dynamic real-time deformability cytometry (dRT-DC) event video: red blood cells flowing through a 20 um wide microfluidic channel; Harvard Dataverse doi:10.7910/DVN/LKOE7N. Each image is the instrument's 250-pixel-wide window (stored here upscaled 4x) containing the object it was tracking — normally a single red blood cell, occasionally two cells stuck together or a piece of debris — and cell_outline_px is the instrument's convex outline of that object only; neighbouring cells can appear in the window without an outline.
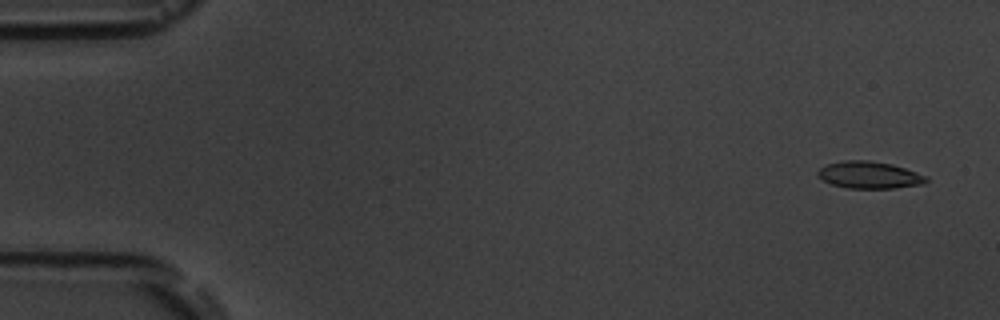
{"species": "common noctule bat (a hibernating species)", "species_latin": "Nyctalus noctula", "temperature_condition": "room temperature", "stored_images_in_passage": 5, "camera_frame_rate_fps": 3000, "um_per_image_px": 0.085, "animal": {"sex": "male", "body_mass_g": 19.5, "forearm_length_mm": 54.6}, "frame": {"image": 1, "passage_image": 1, "time_ms": 0.0, "image_size_px": [1000, 320], "cell_outline_px": [[928, 180], [924, 184], [892, 188], [848, 188], [832, 184], [824, 180], [816, 172], [820, 168], [828, 164], [844, 160], [868, 160], [892, 164], [928, 176]], "centroid_in_image_um": [73.92, 14.87], "position_along_channel_um": 11.1, "area_um2": 16.94}}
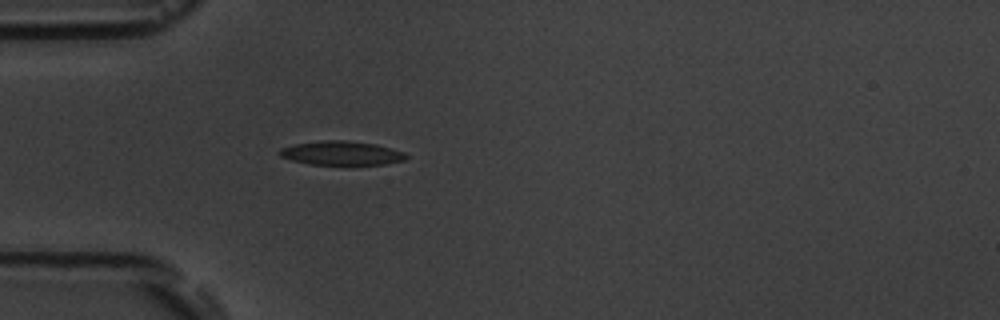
{"frame": {"image": 2, "passage_image": 5, "time_ms": 4.667, "image_size_px": [1000, 320], "cell_outline_px": [[408, 156], [404, 160], [388, 164], [308, 164], [292, 160], [280, 156], [276, 152], [280, 148], [292, 144], [320, 140], [344, 140], [376, 144], [404, 152]], "centroid_in_image_um": [28.98, 13.0], "position_along_channel_um": 56.0, "area_um2": 17.74}}